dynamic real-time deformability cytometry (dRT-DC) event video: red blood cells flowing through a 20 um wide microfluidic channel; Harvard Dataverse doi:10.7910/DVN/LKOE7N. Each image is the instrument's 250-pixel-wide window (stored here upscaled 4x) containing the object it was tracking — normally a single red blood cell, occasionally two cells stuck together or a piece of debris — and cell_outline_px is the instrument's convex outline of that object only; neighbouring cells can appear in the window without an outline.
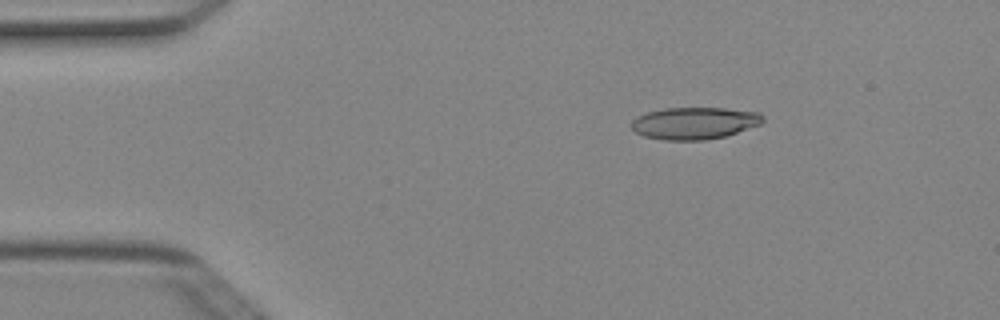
{"species": "Egyptian fruit bat (a non-hibernating species)", "species_latin": "Rousettus aegyptiacus", "temperature_condition": "cold", "stored_images_in_passage": 4, "camera_frame_rate_fps": 3000, "um_per_image_px": 0.085, "animal": {"sex": "female"}, "frame": {"image": 1, "passage_image": 3, "time_ms": 0.667, "image_size_px": [1000, 320], "cell_outline_px": [[764, 120], [760, 124], [724, 136], [704, 140], [664, 140], [644, 136], [636, 132], [632, 128], [632, 120], [636, 116], [648, 112], [664, 108], [724, 108], [760, 112], [764, 116]], "centroid_in_image_um": [59.02, 10.46], "position_along_channel_um": 26.0, "area_um2": 24.45}}